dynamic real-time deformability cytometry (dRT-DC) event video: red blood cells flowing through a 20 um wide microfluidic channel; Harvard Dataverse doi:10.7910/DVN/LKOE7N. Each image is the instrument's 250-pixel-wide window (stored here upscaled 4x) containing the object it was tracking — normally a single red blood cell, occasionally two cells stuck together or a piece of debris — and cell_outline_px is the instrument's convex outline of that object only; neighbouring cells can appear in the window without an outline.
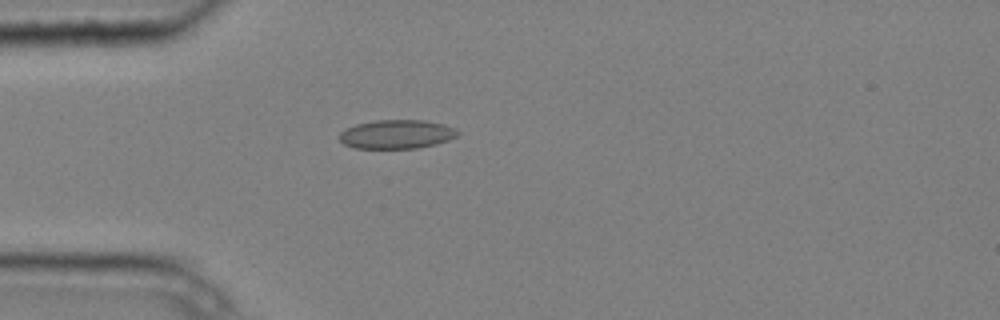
{"species": "common noctule bat (a hibernating species)", "species_latin": "Nyctalus noctula", "temperature_condition": "cold", "stored_images_in_passage": 3, "camera_frame_rate_fps": 3000, "um_per_image_px": 0.085, "animal": {"sex": "male", "body_mass_g": 20.4}, "frame": {"image": 1, "passage_image": 3, "time_ms": 0.667, "image_size_px": [1000, 320], "cell_outline_px": [[460, 132], [456, 136], [448, 140], [436, 144], [416, 148], [356, 148], [344, 144], [340, 140], [340, 132], [344, 128], [356, 124], [376, 120], [424, 120], [444, 124], [456, 128]], "centroid_in_image_um": [33.72, 11.4], "position_along_channel_um": 51.3, "area_um2": 19.94}}